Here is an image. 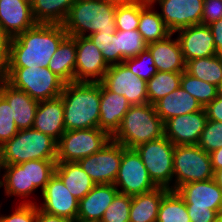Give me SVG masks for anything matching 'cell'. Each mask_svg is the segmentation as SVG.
<instances>
[{"label": "cell", "instance_id": "53", "mask_svg": "<svg viewBox=\"0 0 222 222\" xmlns=\"http://www.w3.org/2000/svg\"><path fill=\"white\" fill-rule=\"evenodd\" d=\"M105 1H110L116 4H128L134 2L135 0H105Z\"/></svg>", "mask_w": 222, "mask_h": 222}, {"label": "cell", "instance_id": "36", "mask_svg": "<svg viewBox=\"0 0 222 222\" xmlns=\"http://www.w3.org/2000/svg\"><path fill=\"white\" fill-rule=\"evenodd\" d=\"M119 44V64L124 60L134 58L147 49L148 43L143 39L138 30L116 31Z\"/></svg>", "mask_w": 222, "mask_h": 222}, {"label": "cell", "instance_id": "14", "mask_svg": "<svg viewBox=\"0 0 222 222\" xmlns=\"http://www.w3.org/2000/svg\"><path fill=\"white\" fill-rule=\"evenodd\" d=\"M101 83L109 91L123 95L131 106L148 102L147 81L133 74L124 63L110 65Z\"/></svg>", "mask_w": 222, "mask_h": 222}, {"label": "cell", "instance_id": "9", "mask_svg": "<svg viewBox=\"0 0 222 222\" xmlns=\"http://www.w3.org/2000/svg\"><path fill=\"white\" fill-rule=\"evenodd\" d=\"M157 187L173 190V155L175 145L165 136L134 148Z\"/></svg>", "mask_w": 222, "mask_h": 222}, {"label": "cell", "instance_id": "48", "mask_svg": "<svg viewBox=\"0 0 222 222\" xmlns=\"http://www.w3.org/2000/svg\"><path fill=\"white\" fill-rule=\"evenodd\" d=\"M214 38L216 54L222 56V19L208 25Z\"/></svg>", "mask_w": 222, "mask_h": 222}, {"label": "cell", "instance_id": "21", "mask_svg": "<svg viewBox=\"0 0 222 222\" xmlns=\"http://www.w3.org/2000/svg\"><path fill=\"white\" fill-rule=\"evenodd\" d=\"M100 91L99 129L106 131L112 137L120 128L124 115L131 105L123 95L109 91L101 82Z\"/></svg>", "mask_w": 222, "mask_h": 222}, {"label": "cell", "instance_id": "5", "mask_svg": "<svg viewBox=\"0 0 222 222\" xmlns=\"http://www.w3.org/2000/svg\"><path fill=\"white\" fill-rule=\"evenodd\" d=\"M165 136L164 122L148 102L131 106L112 139L127 149L161 139Z\"/></svg>", "mask_w": 222, "mask_h": 222}, {"label": "cell", "instance_id": "4", "mask_svg": "<svg viewBox=\"0 0 222 222\" xmlns=\"http://www.w3.org/2000/svg\"><path fill=\"white\" fill-rule=\"evenodd\" d=\"M116 3L105 0H76L62 24L70 37L116 32Z\"/></svg>", "mask_w": 222, "mask_h": 222}, {"label": "cell", "instance_id": "27", "mask_svg": "<svg viewBox=\"0 0 222 222\" xmlns=\"http://www.w3.org/2000/svg\"><path fill=\"white\" fill-rule=\"evenodd\" d=\"M55 173L79 201L96 185L78 162H56Z\"/></svg>", "mask_w": 222, "mask_h": 222}, {"label": "cell", "instance_id": "25", "mask_svg": "<svg viewBox=\"0 0 222 222\" xmlns=\"http://www.w3.org/2000/svg\"><path fill=\"white\" fill-rule=\"evenodd\" d=\"M147 49L154 59L157 71H185L186 63L183 59L179 41L174 33L164 40L149 43Z\"/></svg>", "mask_w": 222, "mask_h": 222}, {"label": "cell", "instance_id": "34", "mask_svg": "<svg viewBox=\"0 0 222 222\" xmlns=\"http://www.w3.org/2000/svg\"><path fill=\"white\" fill-rule=\"evenodd\" d=\"M156 222H191L184 199L169 190L162 198Z\"/></svg>", "mask_w": 222, "mask_h": 222}, {"label": "cell", "instance_id": "43", "mask_svg": "<svg viewBox=\"0 0 222 222\" xmlns=\"http://www.w3.org/2000/svg\"><path fill=\"white\" fill-rule=\"evenodd\" d=\"M18 131L12 117V108L0 95V147L15 136Z\"/></svg>", "mask_w": 222, "mask_h": 222}, {"label": "cell", "instance_id": "37", "mask_svg": "<svg viewBox=\"0 0 222 222\" xmlns=\"http://www.w3.org/2000/svg\"><path fill=\"white\" fill-rule=\"evenodd\" d=\"M115 22L117 30H138L140 22V0H135L128 4H117Z\"/></svg>", "mask_w": 222, "mask_h": 222}, {"label": "cell", "instance_id": "2", "mask_svg": "<svg viewBox=\"0 0 222 222\" xmlns=\"http://www.w3.org/2000/svg\"><path fill=\"white\" fill-rule=\"evenodd\" d=\"M56 160H30L21 164L0 165V186L2 202L12 197L20 204H37L35 193L45 189L50 177L55 173ZM11 198V199H10ZM9 199V200H8Z\"/></svg>", "mask_w": 222, "mask_h": 222}, {"label": "cell", "instance_id": "15", "mask_svg": "<svg viewBox=\"0 0 222 222\" xmlns=\"http://www.w3.org/2000/svg\"><path fill=\"white\" fill-rule=\"evenodd\" d=\"M151 4L172 33L201 24L204 0H153Z\"/></svg>", "mask_w": 222, "mask_h": 222}, {"label": "cell", "instance_id": "12", "mask_svg": "<svg viewBox=\"0 0 222 222\" xmlns=\"http://www.w3.org/2000/svg\"><path fill=\"white\" fill-rule=\"evenodd\" d=\"M126 148L111 139L98 152L78 161L82 169L98 184H114Z\"/></svg>", "mask_w": 222, "mask_h": 222}, {"label": "cell", "instance_id": "42", "mask_svg": "<svg viewBox=\"0 0 222 222\" xmlns=\"http://www.w3.org/2000/svg\"><path fill=\"white\" fill-rule=\"evenodd\" d=\"M13 212L7 213L2 211L4 203L0 205V222H36L37 221V204H20L14 203Z\"/></svg>", "mask_w": 222, "mask_h": 222}, {"label": "cell", "instance_id": "28", "mask_svg": "<svg viewBox=\"0 0 222 222\" xmlns=\"http://www.w3.org/2000/svg\"><path fill=\"white\" fill-rule=\"evenodd\" d=\"M168 191L157 187L153 191L132 196L129 222H156L161 200Z\"/></svg>", "mask_w": 222, "mask_h": 222}, {"label": "cell", "instance_id": "55", "mask_svg": "<svg viewBox=\"0 0 222 222\" xmlns=\"http://www.w3.org/2000/svg\"><path fill=\"white\" fill-rule=\"evenodd\" d=\"M213 222H222V217L221 216H219L215 221H213Z\"/></svg>", "mask_w": 222, "mask_h": 222}, {"label": "cell", "instance_id": "46", "mask_svg": "<svg viewBox=\"0 0 222 222\" xmlns=\"http://www.w3.org/2000/svg\"><path fill=\"white\" fill-rule=\"evenodd\" d=\"M10 38L0 26V65L6 68L10 62Z\"/></svg>", "mask_w": 222, "mask_h": 222}, {"label": "cell", "instance_id": "8", "mask_svg": "<svg viewBox=\"0 0 222 222\" xmlns=\"http://www.w3.org/2000/svg\"><path fill=\"white\" fill-rule=\"evenodd\" d=\"M210 154L198 145H177L173 155V191L185 183L213 178Z\"/></svg>", "mask_w": 222, "mask_h": 222}, {"label": "cell", "instance_id": "17", "mask_svg": "<svg viewBox=\"0 0 222 222\" xmlns=\"http://www.w3.org/2000/svg\"><path fill=\"white\" fill-rule=\"evenodd\" d=\"M207 121L205 108L173 117L164 123L165 137L175 146L197 145Z\"/></svg>", "mask_w": 222, "mask_h": 222}, {"label": "cell", "instance_id": "10", "mask_svg": "<svg viewBox=\"0 0 222 222\" xmlns=\"http://www.w3.org/2000/svg\"><path fill=\"white\" fill-rule=\"evenodd\" d=\"M112 137L99 128L65 131L57 141V162H78L98 152Z\"/></svg>", "mask_w": 222, "mask_h": 222}, {"label": "cell", "instance_id": "52", "mask_svg": "<svg viewBox=\"0 0 222 222\" xmlns=\"http://www.w3.org/2000/svg\"><path fill=\"white\" fill-rule=\"evenodd\" d=\"M6 82V69L0 65V87Z\"/></svg>", "mask_w": 222, "mask_h": 222}, {"label": "cell", "instance_id": "39", "mask_svg": "<svg viewBox=\"0 0 222 222\" xmlns=\"http://www.w3.org/2000/svg\"><path fill=\"white\" fill-rule=\"evenodd\" d=\"M132 196L117 193L100 222H129Z\"/></svg>", "mask_w": 222, "mask_h": 222}, {"label": "cell", "instance_id": "33", "mask_svg": "<svg viewBox=\"0 0 222 222\" xmlns=\"http://www.w3.org/2000/svg\"><path fill=\"white\" fill-rule=\"evenodd\" d=\"M182 73L183 72L157 71V73L147 81L148 103L154 104L178 89L181 86Z\"/></svg>", "mask_w": 222, "mask_h": 222}, {"label": "cell", "instance_id": "40", "mask_svg": "<svg viewBox=\"0 0 222 222\" xmlns=\"http://www.w3.org/2000/svg\"><path fill=\"white\" fill-rule=\"evenodd\" d=\"M127 68L140 79L150 80L156 73L154 59L149 50L146 49L134 58H129L123 62Z\"/></svg>", "mask_w": 222, "mask_h": 222}, {"label": "cell", "instance_id": "45", "mask_svg": "<svg viewBox=\"0 0 222 222\" xmlns=\"http://www.w3.org/2000/svg\"><path fill=\"white\" fill-rule=\"evenodd\" d=\"M188 215L191 222H213L220 214L209 208H192L187 207Z\"/></svg>", "mask_w": 222, "mask_h": 222}, {"label": "cell", "instance_id": "11", "mask_svg": "<svg viewBox=\"0 0 222 222\" xmlns=\"http://www.w3.org/2000/svg\"><path fill=\"white\" fill-rule=\"evenodd\" d=\"M114 185L119 193L130 196L144 194L157 188L140 155L135 149L127 148L122 153V160Z\"/></svg>", "mask_w": 222, "mask_h": 222}, {"label": "cell", "instance_id": "29", "mask_svg": "<svg viewBox=\"0 0 222 222\" xmlns=\"http://www.w3.org/2000/svg\"><path fill=\"white\" fill-rule=\"evenodd\" d=\"M75 37L67 36L52 55L48 68L65 83L75 82Z\"/></svg>", "mask_w": 222, "mask_h": 222}, {"label": "cell", "instance_id": "30", "mask_svg": "<svg viewBox=\"0 0 222 222\" xmlns=\"http://www.w3.org/2000/svg\"><path fill=\"white\" fill-rule=\"evenodd\" d=\"M138 32L149 44L166 39L172 32L151 3L140 1V22Z\"/></svg>", "mask_w": 222, "mask_h": 222}, {"label": "cell", "instance_id": "22", "mask_svg": "<svg viewBox=\"0 0 222 222\" xmlns=\"http://www.w3.org/2000/svg\"><path fill=\"white\" fill-rule=\"evenodd\" d=\"M118 189L114 184H98L79 201L77 220L100 222L107 207L112 203Z\"/></svg>", "mask_w": 222, "mask_h": 222}, {"label": "cell", "instance_id": "13", "mask_svg": "<svg viewBox=\"0 0 222 222\" xmlns=\"http://www.w3.org/2000/svg\"><path fill=\"white\" fill-rule=\"evenodd\" d=\"M38 199V208L53 216H59L70 221H76L79 200L69 192L61 178L54 173Z\"/></svg>", "mask_w": 222, "mask_h": 222}, {"label": "cell", "instance_id": "1", "mask_svg": "<svg viewBox=\"0 0 222 222\" xmlns=\"http://www.w3.org/2000/svg\"><path fill=\"white\" fill-rule=\"evenodd\" d=\"M68 36L61 24H42L13 37L6 68L48 67L52 55Z\"/></svg>", "mask_w": 222, "mask_h": 222}, {"label": "cell", "instance_id": "35", "mask_svg": "<svg viewBox=\"0 0 222 222\" xmlns=\"http://www.w3.org/2000/svg\"><path fill=\"white\" fill-rule=\"evenodd\" d=\"M181 87L193 96L203 108L218 96L217 86L199 80L186 71L182 73Z\"/></svg>", "mask_w": 222, "mask_h": 222}, {"label": "cell", "instance_id": "26", "mask_svg": "<svg viewBox=\"0 0 222 222\" xmlns=\"http://www.w3.org/2000/svg\"><path fill=\"white\" fill-rule=\"evenodd\" d=\"M153 105L156 113L164 123L173 117L203 109L200 103L188 92L183 90L181 86Z\"/></svg>", "mask_w": 222, "mask_h": 222}, {"label": "cell", "instance_id": "19", "mask_svg": "<svg viewBox=\"0 0 222 222\" xmlns=\"http://www.w3.org/2000/svg\"><path fill=\"white\" fill-rule=\"evenodd\" d=\"M36 24L31 0H0V26L10 38L16 37Z\"/></svg>", "mask_w": 222, "mask_h": 222}, {"label": "cell", "instance_id": "56", "mask_svg": "<svg viewBox=\"0 0 222 222\" xmlns=\"http://www.w3.org/2000/svg\"><path fill=\"white\" fill-rule=\"evenodd\" d=\"M140 1H144V2H147V3H151L153 0H140Z\"/></svg>", "mask_w": 222, "mask_h": 222}, {"label": "cell", "instance_id": "24", "mask_svg": "<svg viewBox=\"0 0 222 222\" xmlns=\"http://www.w3.org/2000/svg\"><path fill=\"white\" fill-rule=\"evenodd\" d=\"M33 128L50 135L56 141L60 139L66 131L63 100L60 96L54 99L39 101Z\"/></svg>", "mask_w": 222, "mask_h": 222}, {"label": "cell", "instance_id": "23", "mask_svg": "<svg viewBox=\"0 0 222 222\" xmlns=\"http://www.w3.org/2000/svg\"><path fill=\"white\" fill-rule=\"evenodd\" d=\"M0 95L12 108V117L19 130L33 127L39 101L31 98L26 92L13 88L5 82Z\"/></svg>", "mask_w": 222, "mask_h": 222}, {"label": "cell", "instance_id": "31", "mask_svg": "<svg viewBox=\"0 0 222 222\" xmlns=\"http://www.w3.org/2000/svg\"><path fill=\"white\" fill-rule=\"evenodd\" d=\"M76 0H31L34 19L42 24H63Z\"/></svg>", "mask_w": 222, "mask_h": 222}, {"label": "cell", "instance_id": "7", "mask_svg": "<svg viewBox=\"0 0 222 222\" xmlns=\"http://www.w3.org/2000/svg\"><path fill=\"white\" fill-rule=\"evenodd\" d=\"M6 82L37 101L59 97L65 82L48 67L5 68Z\"/></svg>", "mask_w": 222, "mask_h": 222}, {"label": "cell", "instance_id": "47", "mask_svg": "<svg viewBox=\"0 0 222 222\" xmlns=\"http://www.w3.org/2000/svg\"><path fill=\"white\" fill-rule=\"evenodd\" d=\"M208 120L222 122V96H217L206 107Z\"/></svg>", "mask_w": 222, "mask_h": 222}, {"label": "cell", "instance_id": "50", "mask_svg": "<svg viewBox=\"0 0 222 222\" xmlns=\"http://www.w3.org/2000/svg\"><path fill=\"white\" fill-rule=\"evenodd\" d=\"M213 172L222 168V147L209 153Z\"/></svg>", "mask_w": 222, "mask_h": 222}, {"label": "cell", "instance_id": "41", "mask_svg": "<svg viewBox=\"0 0 222 222\" xmlns=\"http://www.w3.org/2000/svg\"><path fill=\"white\" fill-rule=\"evenodd\" d=\"M207 153L222 147V122L208 120L197 144Z\"/></svg>", "mask_w": 222, "mask_h": 222}, {"label": "cell", "instance_id": "38", "mask_svg": "<svg viewBox=\"0 0 222 222\" xmlns=\"http://www.w3.org/2000/svg\"><path fill=\"white\" fill-rule=\"evenodd\" d=\"M88 38L102 52L109 66L119 64V44L116 32L93 33Z\"/></svg>", "mask_w": 222, "mask_h": 222}, {"label": "cell", "instance_id": "20", "mask_svg": "<svg viewBox=\"0 0 222 222\" xmlns=\"http://www.w3.org/2000/svg\"><path fill=\"white\" fill-rule=\"evenodd\" d=\"M186 207L209 208L222 214V189L214 179L185 183L177 190Z\"/></svg>", "mask_w": 222, "mask_h": 222}, {"label": "cell", "instance_id": "54", "mask_svg": "<svg viewBox=\"0 0 222 222\" xmlns=\"http://www.w3.org/2000/svg\"><path fill=\"white\" fill-rule=\"evenodd\" d=\"M217 89H218V95H219V96H222V81H221V83L217 86Z\"/></svg>", "mask_w": 222, "mask_h": 222}, {"label": "cell", "instance_id": "16", "mask_svg": "<svg viewBox=\"0 0 222 222\" xmlns=\"http://www.w3.org/2000/svg\"><path fill=\"white\" fill-rule=\"evenodd\" d=\"M75 82H101L109 65L88 37H75Z\"/></svg>", "mask_w": 222, "mask_h": 222}, {"label": "cell", "instance_id": "3", "mask_svg": "<svg viewBox=\"0 0 222 222\" xmlns=\"http://www.w3.org/2000/svg\"><path fill=\"white\" fill-rule=\"evenodd\" d=\"M60 97L66 131L99 128L100 82L65 83Z\"/></svg>", "mask_w": 222, "mask_h": 222}, {"label": "cell", "instance_id": "49", "mask_svg": "<svg viewBox=\"0 0 222 222\" xmlns=\"http://www.w3.org/2000/svg\"><path fill=\"white\" fill-rule=\"evenodd\" d=\"M36 222H73V221H70L68 219H65L59 216H53V215L44 213L37 206V221Z\"/></svg>", "mask_w": 222, "mask_h": 222}, {"label": "cell", "instance_id": "44", "mask_svg": "<svg viewBox=\"0 0 222 222\" xmlns=\"http://www.w3.org/2000/svg\"><path fill=\"white\" fill-rule=\"evenodd\" d=\"M222 19V0H204L201 24L210 25Z\"/></svg>", "mask_w": 222, "mask_h": 222}, {"label": "cell", "instance_id": "32", "mask_svg": "<svg viewBox=\"0 0 222 222\" xmlns=\"http://www.w3.org/2000/svg\"><path fill=\"white\" fill-rule=\"evenodd\" d=\"M185 71L199 80L218 86L222 81V56L189 60L186 62Z\"/></svg>", "mask_w": 222, "mask_h": 222}, {"label": "cell", "instance_id": "6", "mask_svg": "<svg viewBox=\"0 0 222 222\" xmlns=\"http://www.w3.org/2000/svg\"><path fill=\"white\" fill-rule=\"evenodd\" d=\"M57 141L33 127L19 130L0 147V165L21 164L30 160H56Z\"/></svg>", "mask_w": 222, "mask_h": 222}, {"label": "cell", "instance_id": "18", "mask_svg": "<svg viewBox=\"0 0 222 222\" xmlns=\"http://www.w3.org/2000/svg\"><path fill=\"white\" fill-rule=\"evenodd\" d=\"M185 63L192 59L217 55L214 38L207 25L196 24L174 32Z\"/></svg>", "mask_w": 222, "mask_h": 222}, {"label": "cell", "instance_id": "51", "mask_svg": "<svg viewBox=\"0 0 222 222\" xmlns=\"http://www.w3.org/2000/svg\"><path fill=\"white\" fill-rule=\"evenodd\" d=\"M213 179L217 185L222 189V168L214 171Z\"/></svg>", "mask_w": 222, "mask_h": 222}]
</instances>
